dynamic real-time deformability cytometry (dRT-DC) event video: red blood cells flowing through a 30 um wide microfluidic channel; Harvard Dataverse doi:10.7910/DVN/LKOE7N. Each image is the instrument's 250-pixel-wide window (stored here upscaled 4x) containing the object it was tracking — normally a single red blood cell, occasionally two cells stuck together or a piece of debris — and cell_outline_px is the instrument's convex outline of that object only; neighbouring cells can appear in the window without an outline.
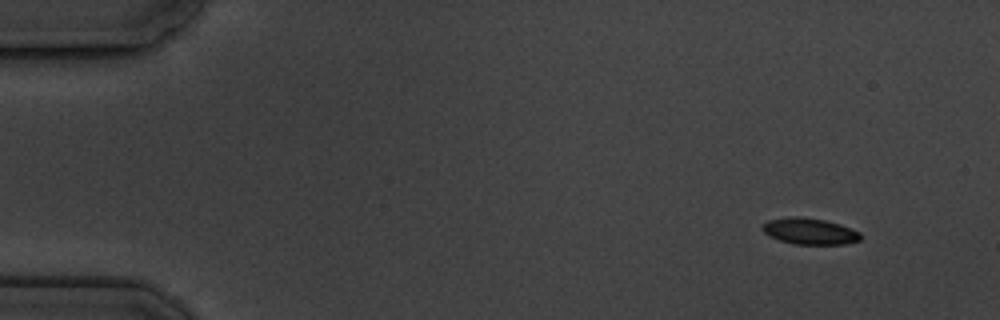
{"species": "common noctule bat (a hibernating species)", "species_latin": "Nyctalus noctula", "temperature_condition": "cold", "stored_images_in_passage": 6, "camera_frame_rate_fps": 3000, "um_per_image_px": 0.085, "animal": {"sex": "male", "body_mass_g": 19.5, "forearm_length_mm": 54.6}, "frame": {"image": 1, "passage_image": 1, "time_ms": 0.0, "image_size_px": [1000, 320], "cell_outline_px": [[860, 240], [844, 244], [792, 244], [768, 236], [760, 228], [768, 220], [792, 216], [796, 216], [824, 220], [840, 224], [860, 232]], "centroid_in_image_um": [68.79, 19.66], "position_along_channel_um": 16.2, "area_um2": 14.97}}
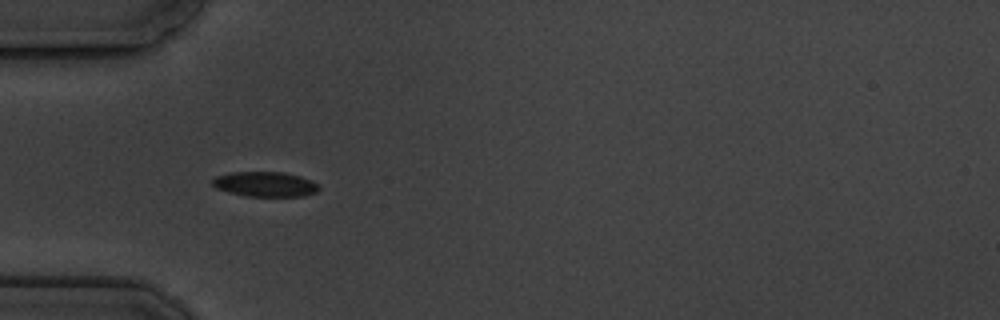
{"frame": {"image": 2, "passage_image": 5, "time_ms": 4.333, "image_size_px": [1000, 320], "cell_outline_px": [[320, 188], [316, 192], [304, 196], [244, 196], [228, 192], [216, 188], [212, 184], [212, 180], [216, 176], [232, 172], [284, 172], [300, 176], [312, 180]], "centroid_in_image_um": [22.53, 15.65], "position_along_channel_um": 62.5, "area_um2": 15.49}}